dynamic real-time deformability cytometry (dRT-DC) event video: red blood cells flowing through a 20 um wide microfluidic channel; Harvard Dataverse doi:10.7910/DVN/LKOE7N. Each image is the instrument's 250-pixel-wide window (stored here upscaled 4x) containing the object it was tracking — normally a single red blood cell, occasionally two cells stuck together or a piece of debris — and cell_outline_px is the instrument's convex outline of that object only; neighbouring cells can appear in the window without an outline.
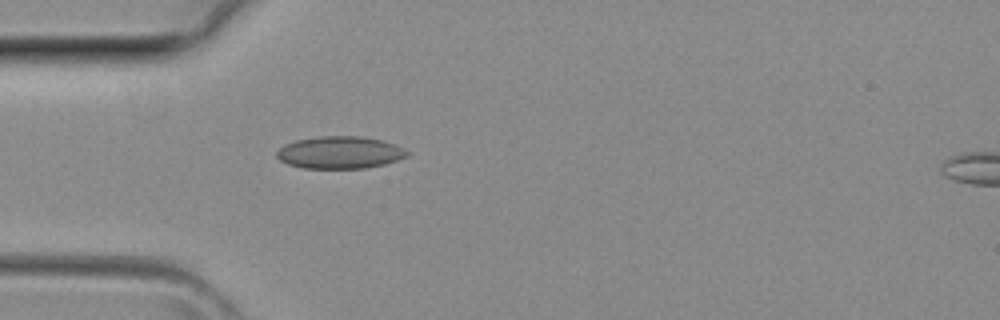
{"species": "common noctule bat (a hibernating species)", "species_latin": "Nyctalus noctula", "temperature_condition": "room temperature", "stored_images_in_passage": 27, "camera_frame_rate_fps": 3000, "um_per_image_px": 0.085, "animal": {"sex": "female", "body_mass_g": 29.2, "forearm_length_mm": 56.3}, "frame": {"image": 1, "passage_image": 1, "time_ms": 0.0, "image_size_px": [1000, 320], "cell_outline_px": [[408, 156], [384, 164], [364, 168], [304, 168], [288, 164], [280, 160], [276, 156], [276, 152], [284, 144], [296, 140], [320, 136], [360, 136], [384, 140], [396, 144], [404, 148], [408, 152]], "centroid_in_image_um": [28.89, 12.95], "position_along_channel_um": 56.1, "area_um2": 24.57}}
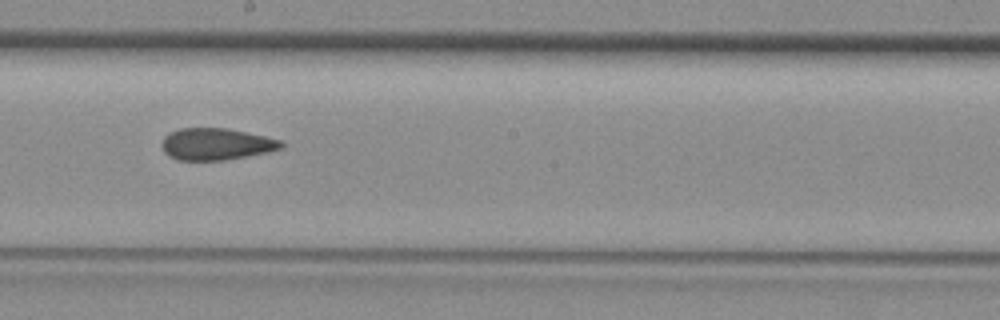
{"frame": {"image": 2, "passage_image": 11, "time_ms": 3.333, "image_size_px": [1000, 320], "cell_outline_px": [[284, 148], [268, 152], [224, 160], [180, 160], [168, 156], [164, 152], [160, 144], [164, 136], [180, 128], [228, 128], [264, 136], [280, 140], [284, 144]], "centroid_in_image_um": [18.36, 12.25], "position_along_channel_um": 229.8, "area_um2": 22.14}}
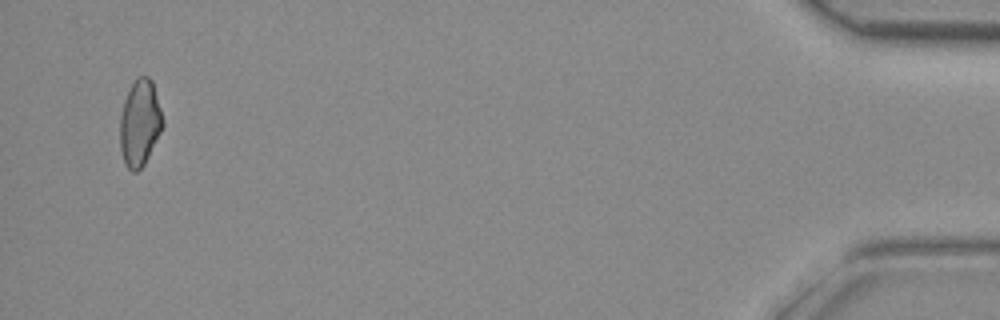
{"frame": {"image": 3, "passage_image": 27, "time_ms": 8.667, "image_size_px": [1000, 320], "cell_outline_px": [[164, 124], [144, 164], [136, 172], [132, 172], [124, 164], [120, 148], [120, 116], [124, 100], [136, 76], [148, 76], [152, 80], [164, 120]], "centroid_in_image_um": [11.88, 10.44], "position_along_channel_um": 423.3, "area_um2": 21.44}}